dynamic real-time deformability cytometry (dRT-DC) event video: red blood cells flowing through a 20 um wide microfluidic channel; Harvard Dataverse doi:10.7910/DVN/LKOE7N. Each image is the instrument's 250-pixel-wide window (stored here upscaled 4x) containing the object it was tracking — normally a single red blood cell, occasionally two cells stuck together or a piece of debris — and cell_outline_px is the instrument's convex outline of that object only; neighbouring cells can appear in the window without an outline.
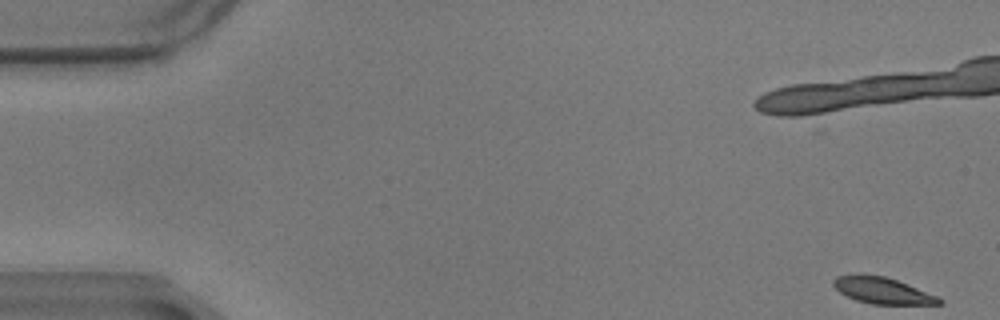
{"species": "common noctule bat (a hibernating species)", "species_latin": "Nyctalus noctula", "temperature_condition": "warm", "stored_images_in_passage": 20, "camera_frame_rate_fps": 3000, "um_per_image_px": 0.085, "animal": {"sex": "male", "body_mass_g": 17.9}, "frame": {"image": 1, "passage_image": 1, "time_ms": 0.0, "image_size_px": [1000, 320], "cell_outline_px": [[944, 304], [872, 304], [856, 300], [840, 292], [832, 284], [832, 280], [836, 276], [884, 276], [908, 284], [936, 296], [944, 300]], "centroid_in_image_um": [75.04, 24.72], "position_along_channel_um": 10.0, "area_um2": 15.72}}